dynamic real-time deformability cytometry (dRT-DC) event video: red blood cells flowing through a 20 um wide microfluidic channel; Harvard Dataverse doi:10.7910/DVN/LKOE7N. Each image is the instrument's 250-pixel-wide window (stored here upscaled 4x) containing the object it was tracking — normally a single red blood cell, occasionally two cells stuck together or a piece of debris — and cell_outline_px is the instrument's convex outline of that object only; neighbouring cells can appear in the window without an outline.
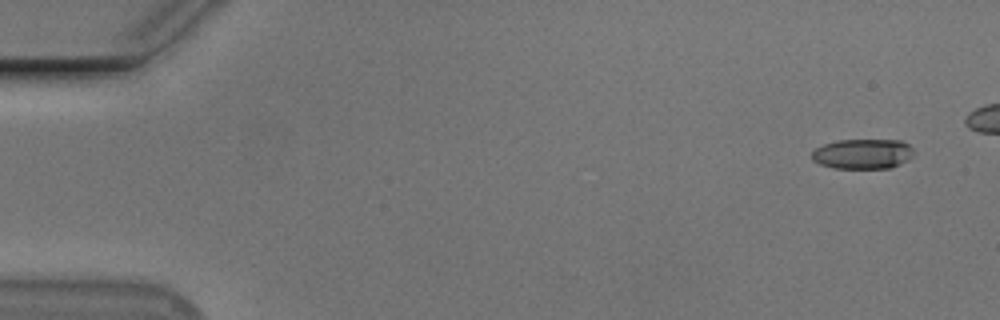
{"species": "Egyptian fruit bat (a non-hibernating species)", "species_latin": "Rousettus aegyptiacus", "temperature_condition": "cold", "stored_images_in_passage": 7, "camera_frame_rate_fps": 3000, "um_per_image_px": 0.085, "animal": {"sex": "male"}, "frame": {"image": 1, "passage_image": 1, "time_ms": 0.0, "image_size_px": [1000, 320], "cell_outline_px": [[912, 156], [908, 160], [892, 168], [832, 168], [820, 164], [812, 160], [812, 152], [816, 148], [824, 144], [840, 140], [900, 140], [908, 144], [912, 148]], "centroid_in_image_um": [73.33, 13.08], "position_along_channel_um": 11.7, "area_um2": 17.8}}